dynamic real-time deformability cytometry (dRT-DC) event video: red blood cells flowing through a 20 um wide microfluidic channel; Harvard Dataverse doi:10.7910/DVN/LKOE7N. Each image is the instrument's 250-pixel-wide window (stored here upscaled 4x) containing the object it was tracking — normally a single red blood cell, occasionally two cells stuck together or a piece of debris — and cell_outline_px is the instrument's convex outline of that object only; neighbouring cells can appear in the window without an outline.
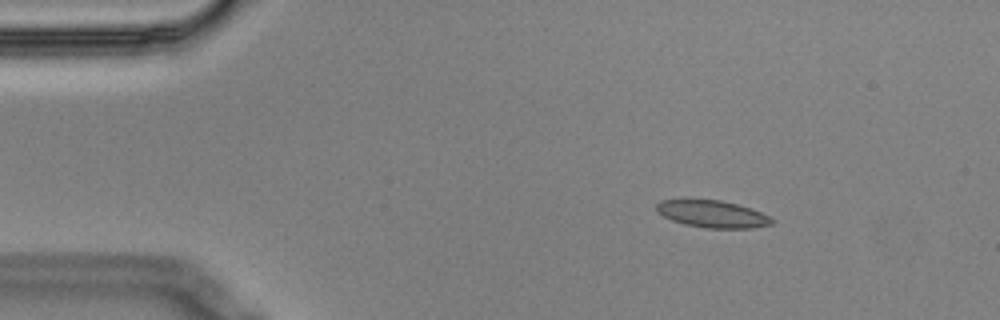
{"species": "Egyptian fruit bat (a non-hibernating species)", "species_latin": "Rousettus aegyptiacus", "temperature_condition": "cold", "stored_images_in_passage": 4, "camera_frame_rate_fps": 3000, "um_per_image_px": 0.085, "animal": {"sex": "male"}, "frame": {"image": 1, "passage_image": 2, "time_ms": 0.333, "image_size_px": [1000, 320], "cell_outline_px": [[776, 220], [772, 224], [752, 228], [708, 228], [684, 224], [672, 220], [656, 212], [656, 204], [660, 200], [720, 200], [736, 204], [760, 212]], "centroid_in_image_um": [60.54, 18.2], "position_along_channel_um": 24.5, "area_um2": 18.03}}